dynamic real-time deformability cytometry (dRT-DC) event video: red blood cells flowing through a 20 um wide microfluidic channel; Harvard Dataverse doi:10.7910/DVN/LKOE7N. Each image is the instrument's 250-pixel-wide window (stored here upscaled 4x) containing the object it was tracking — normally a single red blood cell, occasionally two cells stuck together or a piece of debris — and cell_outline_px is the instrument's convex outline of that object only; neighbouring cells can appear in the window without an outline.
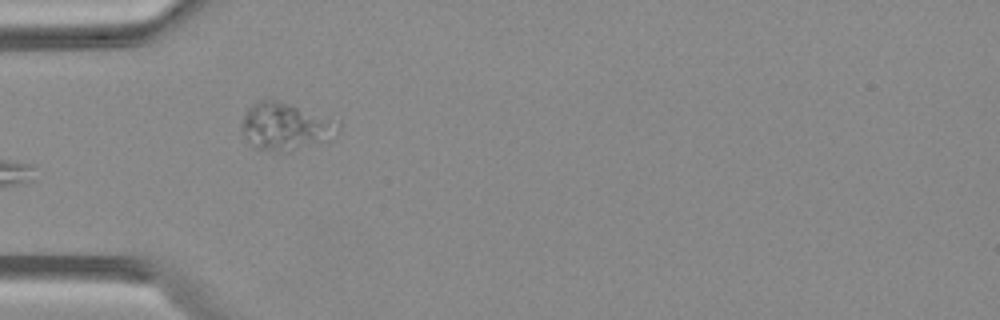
{"species": "Egyptian fruit bat (a non-hibernating species)", "species_latin": "Rousettus aegyptiacus", "temperature_condition": "warm", "stored_images_in_passage": 7, "camera_frame_rate_fps": 3000, "um_per_image_px": 0.085, "animal": {"sex": "female"}, "frame": {"image": 1, "passage_image": 6, "time_ms": 1.667, "image_size_px": [1000, 320], "cell_outline_px": [[340, 132], [328, 140], [288, 152], [252, 148], [244, 132], [244, 116], [248, 108], [256, 100], [272, 96], [340, 120]], "centroid_in_image_um": [24.34, 10.68], "position_along_channel_um": 60.7, "area_um2": 27.46}}
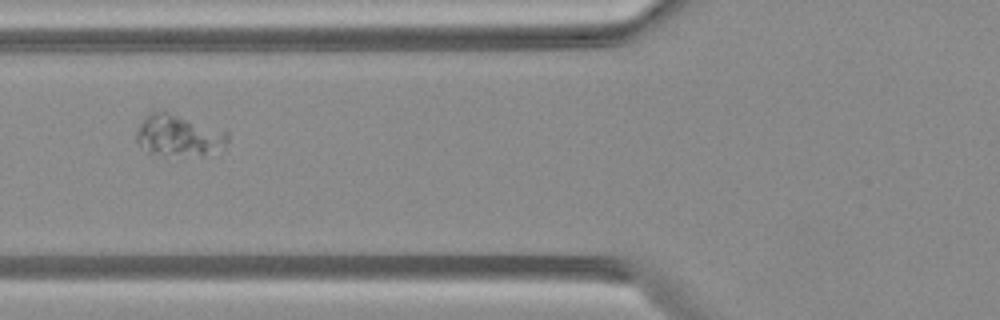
{"frame": {"image": 2, "passage_image": 7, "time_ms": 2.0, "image_size_px": [1000, 320], "cell_outline_px": [[228, 144], [224, 148], [204, 152], [148, 152], [136, 140], [136, 132], [144, 116], [152, 112], [168, 112], [228, 132]], "centroid_in_image_um": [15.16, 11.44], "position_along_channel_um": 110.6, "area_um2": 20.46}}